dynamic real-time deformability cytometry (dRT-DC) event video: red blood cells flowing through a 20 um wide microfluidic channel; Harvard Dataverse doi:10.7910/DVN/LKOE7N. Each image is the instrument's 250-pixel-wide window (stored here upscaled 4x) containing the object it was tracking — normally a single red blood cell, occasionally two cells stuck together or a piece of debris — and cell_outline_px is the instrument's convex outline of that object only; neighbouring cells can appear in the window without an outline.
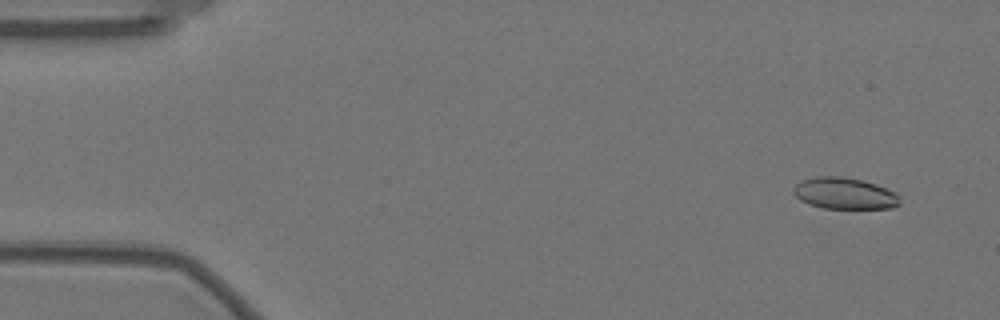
{"species": "Egyptian fruit bat (a non-hibernating species)", "species_latin": "Rousettus aegyptiacus", "temperature_condition": "warm", "stored_images_in_passage": 55, "camera_frame_rate_fps": 3000, "um_per_image_px": 0.085, "animal": {"sex": "female"}, "frame": {"image": 1, "passage_image": 2, "time_ms": 0.333, "image_size_px": [1000, 320], "cell_outline_px": [[900, 204], [892, 208], [824, 208], [808, 204], [800, 200], [792, 192], [792, 188], [796, 184], [804, 180], [816, 176], [840, 176], [860, 180], [876, 184], [896, 192], [900, 196]], "centroid_in_image_um": [71.79, 16.44], "position_along_channel_um": 13.2, "area_um2": 19.54}}
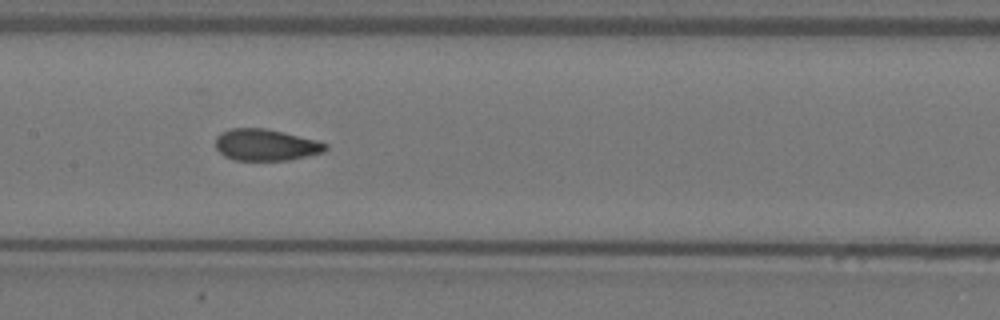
{"frame": {"image": 2, "passage_image": 26, "time_ms": 8.333, "image_size_px": [1000, 320], "cell_outline_px": [[328, 148], [324, 152], [288, 160], [236, 160], [224, 156], [216, 148], [216, 136], [220, 132], [232, 128], [264, 128], [284, 132], [316, 140], [328, 144]], "centroid_in_image_um": [22.59, 12.31], "position_along_channel_um": 184.8, "area_um2": 20.23}}
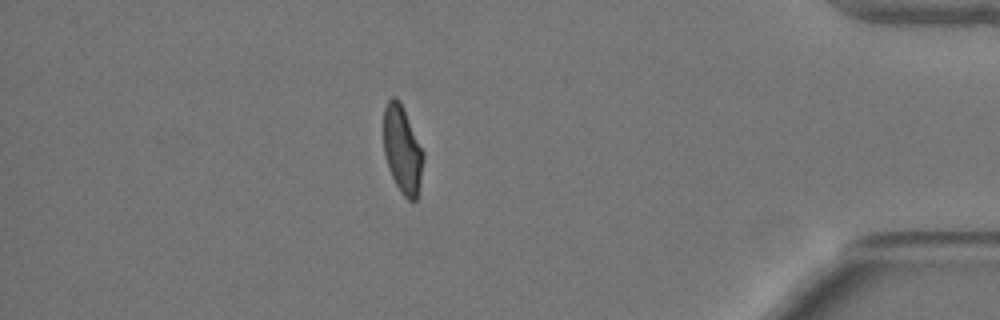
{"frame": {"image": 3, "passage_image": 48, "time_ms": 15.667, "image_size_px": [1000, 320], "cell_outline_px": [[424, 156], [420, 180], [416, 200], [408, 200], [400, 192], [388, 168], [384, 152], [384, 108], [388, 100], [392, 96], [396, 96], [400, 100], [424, 152]], "centroid_in_image_um": [34.19, 12.69], "position_along_channel_um": 401.0, "area_um2": 20.17}, "authors_computed_cell_mechanics": {"area_um2": 20.6924, "velocity_mm_per_s": 3.53, "shape_relaxation_time_tau1_ms": 7.4328, "shape_relaxation_time_tau2_ms": 1.4945, "deformation_change_tau1": 0.216, "deformation_change_tau2": 0.0601}}